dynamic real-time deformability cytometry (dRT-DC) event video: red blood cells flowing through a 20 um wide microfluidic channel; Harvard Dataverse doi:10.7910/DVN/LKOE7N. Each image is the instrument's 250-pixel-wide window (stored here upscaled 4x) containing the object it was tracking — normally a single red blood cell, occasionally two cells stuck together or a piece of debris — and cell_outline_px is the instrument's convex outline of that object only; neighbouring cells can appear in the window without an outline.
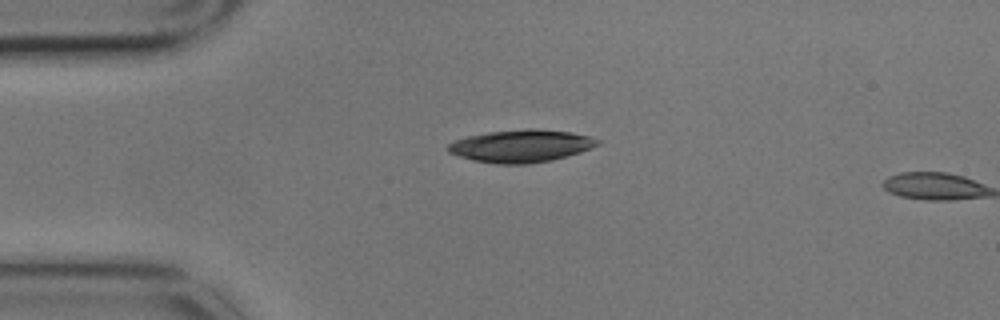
{"species": "common noctule bat (a hibernating species)", "species_latin": "Nyctalus noctula", "temperature_condition": "cold", "stored_images_in_passage": 2, "segment_of_instrument_passage": [1, 2], "camera_frame_rate_fps": 3000, "um_per_image_px": 0.085, "animal": {"sex": "male", "body_mass_g": 17.9}, "frame": {"image": 1, "passage_image": 1, "time_ms": 0.0, "image_size_px": [1000, 320], "cell_outline_px": [[600, 144], [580, 152], [552, 160], [528, 164], [496, 164], [472, 160], [448, 152], [448, 144], [456, 140], [468, 136], [488, 132], [528, 128], [536, 128], [572, 132], [588, 136], [600, 140]], "centroid_in_image_um": [44.3, 12.4], "position_along_channel_um": 40.7, "area_um2": 28.32}}